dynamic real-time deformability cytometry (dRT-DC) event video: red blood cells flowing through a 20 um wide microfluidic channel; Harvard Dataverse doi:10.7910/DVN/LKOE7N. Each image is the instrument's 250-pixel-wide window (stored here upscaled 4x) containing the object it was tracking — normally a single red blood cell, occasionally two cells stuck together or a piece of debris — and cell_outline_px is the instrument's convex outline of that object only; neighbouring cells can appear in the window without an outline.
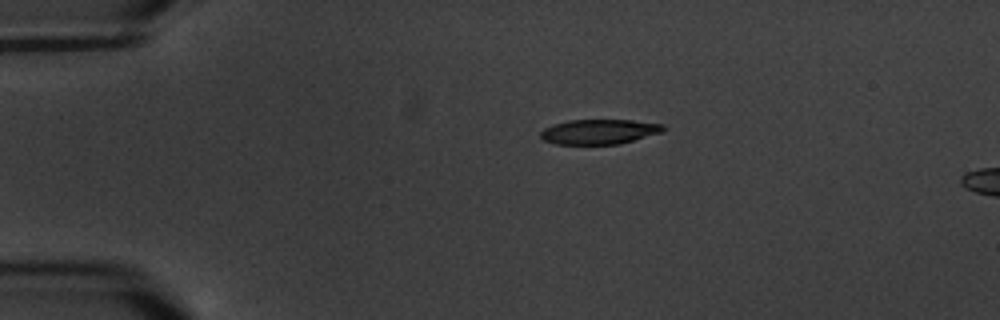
{"species": "common noctule bat (a hibernating species)", "species_latin": "Nyctalus noctula", "temperature_condition": "warm", "stored_images_in_passage": 3, "camera_frame_rate_fps": 3000, "um_per_image_px": 0.085, "animal": {"sex": "male", "body_mass_g": 20.1, "forearm_length_mm": 53.5}, "frame": {"image": 1, "passage_image": 1, "time_ms": 0.0, "image_size_px": [1000, 320], "cell_outline_px": [[668, 128], [660, 132], [620, 144], [556, 144], [544, 140], [540, 136], [540, 132], [544, 128], [568, 120], [632, 120], [664, 124]], "centroid_in_image_um": [50.95, 11.19], "position_along_channel_um": 34.1, "area_um2": 17.69}}